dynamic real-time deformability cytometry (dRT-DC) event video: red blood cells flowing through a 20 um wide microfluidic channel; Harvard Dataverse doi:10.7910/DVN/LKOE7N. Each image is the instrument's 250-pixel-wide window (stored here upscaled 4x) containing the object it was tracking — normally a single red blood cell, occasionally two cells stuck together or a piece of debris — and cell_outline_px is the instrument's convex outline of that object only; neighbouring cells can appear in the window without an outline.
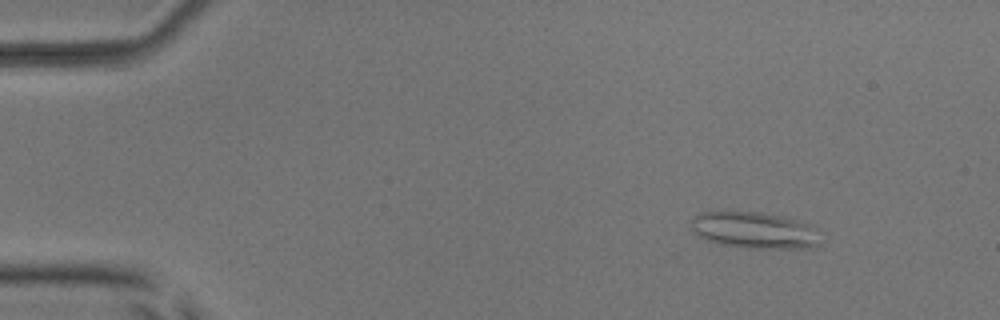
{"species": "common noctule bat (a hibernating species)", "species_latin": "Nyctalus noctula", "temperature_condition": "room temperature", "stored_images_in_passage": 53, "camera_frame_rate_fps": 3000, "um_per_image_px": 0.085, "animal": {"sex": "male", "body_mass_g": 17.9, "forearm_length_mm": 54.2}, "frame": {"image": 1, "passage_image": 7, "time_ms": 2.0, "image_size_px": [1000, 320], "cell_outline_px": [[820, 244], [812, 248], [740, 248], [720, 244], [708, 240], [700, 236], [692, 228], [692, 220], [700, 212], [760, 212], [784, 216], [808, 224], [816, 228]], "centroid_in_image_um": [64.17, 19.58], "position_along_channel_um": 20.8, "area_um2": 27.4}}
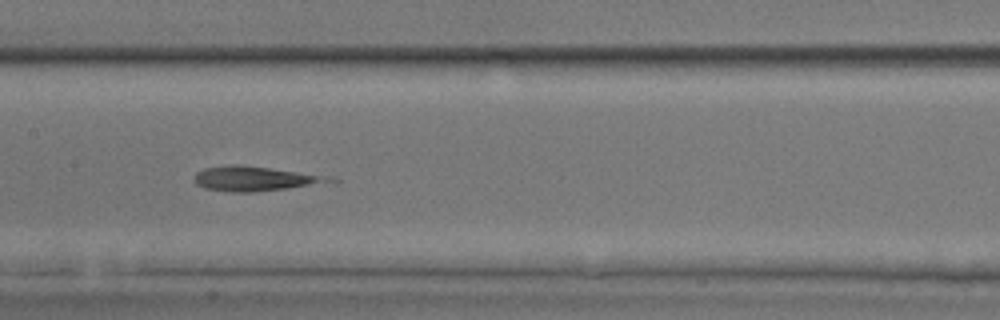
{"frame": {"image": 2, "passage_image": 27, "time_ms": 8.667, "image_size_px": [1000, 320], "cell_outline_px": [[316, 180], [308, 184], [288, 188], [252, 192], [232, 192], [204, 188], [196, 184], [196, 172], [204, 168], [232, 164], [236, 164], [268, 168], [296, 172], [316, 176]], "centroid_in_image_um": [21.21, 15.18], "position_along_channel_um": 186.2, "area_um2": 17.69}}
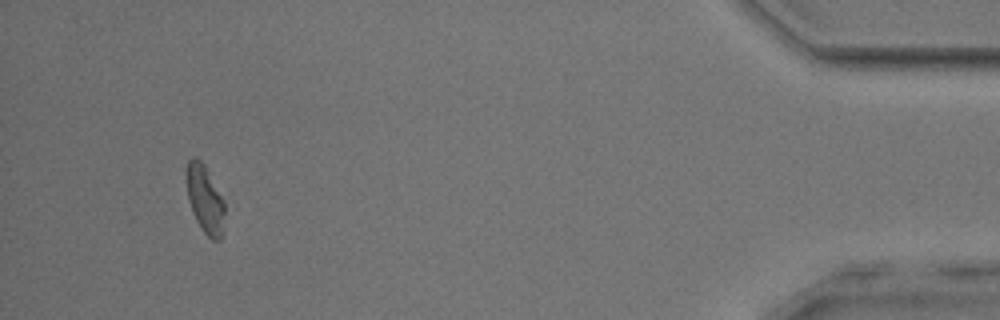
{"frame": {"image": 3, "passage_image": 50, "time_ms": 16.333, "image_size_px": [1000, 320], "cell_outline_px": [[224, 232], [220, 240], [212, 240], [204, 232], [196, 220], [192, 212], [188, 200], [184, 172], [184, 168], [188, 160], [192, 156], [196, 156], [204, 164], [224, 200]], "centroid_in_image_um": [17.39, 16.9], "position_along_channel_um": 417.8, "area_um2": 15.61}}